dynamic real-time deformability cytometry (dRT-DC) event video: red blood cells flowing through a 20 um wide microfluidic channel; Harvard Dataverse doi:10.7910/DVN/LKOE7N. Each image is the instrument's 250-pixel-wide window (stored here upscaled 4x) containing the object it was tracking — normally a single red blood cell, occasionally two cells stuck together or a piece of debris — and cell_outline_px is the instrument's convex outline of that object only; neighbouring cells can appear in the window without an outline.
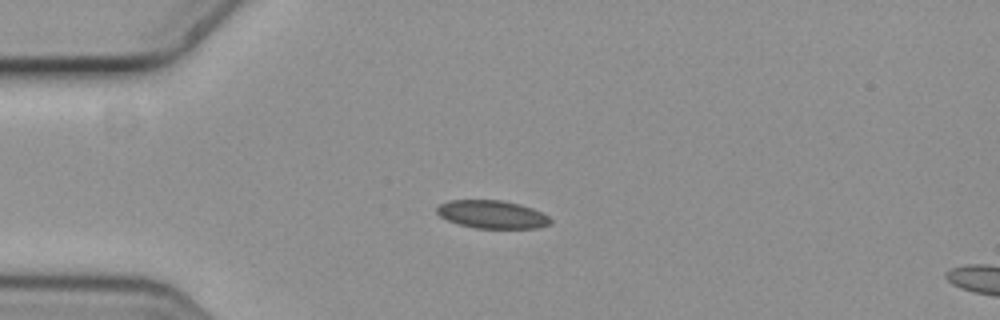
{"species": "common noctule bat (a hibernating species)", "species_latin": "Nyctalus noctula", "temperature_condition": "cold", "stored_images_in_passage": 5, "camera_frame_rate_fps": 3000, "um_per_image_px": 0.085, "animal": {"sex": "female", "body_mass_g": 19.3, "forearm_length_mm": 54.1}, "frame": {"image": 1, "passage_image": 1, "time_ms": 0.0, "image_size_px": [1000, 320], "cell_outline_px": [[552, 224], [540, 228], [476, 228], [460, 224], [448, 220], [440, 216], [436, 212], [436, 204], [448, 200], [504, 200], [520, 204], [532, 208], [548, 216], [552, 220]], "centroid_in_image_um": [41.82, 18.21], "position_along_channel_um": 43.2, "area_um2": 18.73}}
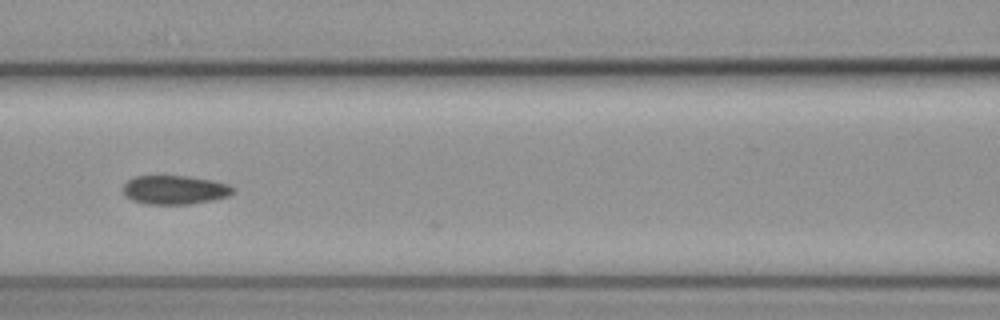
{"frame": {"image": 2, "passage_image": 4, "time_ms": 1.0, "image_size_px": [1000, 320], "cell_outline_px": [[236, 192], [228, 196], [212, 200], [188, 204], [144, 204], [132, 200], [124, 196], [120, 188], [128, 180], [136, 176], [188, 176], [212, 180], [228, 184], [236, 188]], "centroid_in_image_um": [14.83, 16.14], "position_along_channel_um": 151.8, "area_um2": 18.79}}
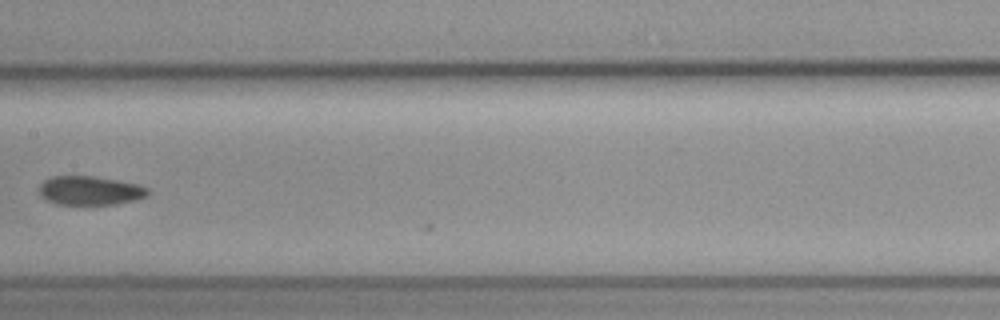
{"frame": {"image": 3, "passage_image": 5, "time_ms": 1.333, "image_size_px": [1000, 320], "cell_outline_px": [[148, 196], [140, 200], [116, 204], [56, 204], [40, 196], [40, 184], [44, 180], [52, 176], [92, 176], [116, 180], [136, 184], [148, 188]], "centroid_in_image_um": [7.67, 16.2], "position_along_channel_um": 199.7, "area_um2": 18.32}}